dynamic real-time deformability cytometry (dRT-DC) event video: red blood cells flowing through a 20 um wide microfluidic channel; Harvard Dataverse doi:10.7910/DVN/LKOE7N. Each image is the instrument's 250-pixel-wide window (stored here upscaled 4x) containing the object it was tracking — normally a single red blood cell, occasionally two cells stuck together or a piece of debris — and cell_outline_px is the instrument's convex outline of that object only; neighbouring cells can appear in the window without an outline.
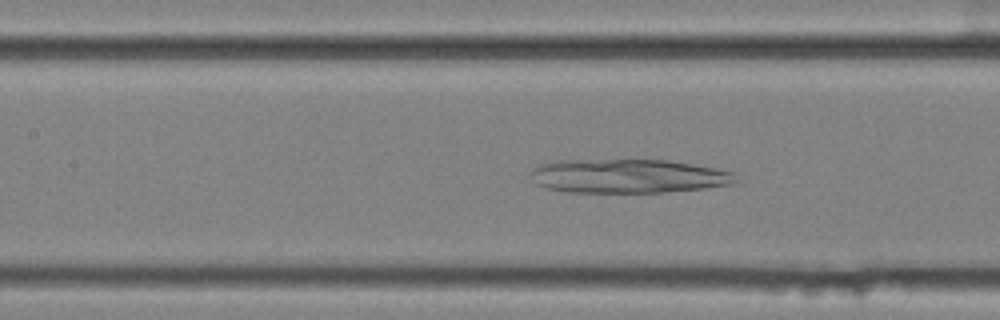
{"species": "common noctule bat (a hibernating species)", "species_latin": "Nyctalus noctula", "temperature_condition": "cold", "stored_images_in_passage": 38, "camera_frame_rate_fps": 3000, "um_per_image_px": 0.085, "animal": {"sex": "female", "body_mass_g": 25.1}, "frame": {"image": 1, "passage_image": 8, "time_ms": 2.333, "image_size_px": [1000, 320], "cell_outline_px": [[736, 180], [732, 184], [704, 188], [664, 192], [568, 192], [548, 188], [536, 184], [528, 172], [536, 164], [560, 160], [668, 160], [720, 168], [736, 172]], "centroid_in_image_um": [53.39, 14.96], "position_along_channel_um": 154.0, "area_um2": 40.92}}
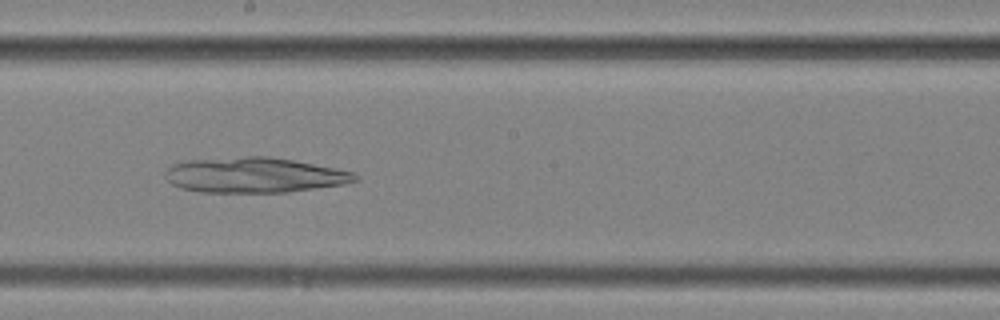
{"frame": {"image": 2, "passage_image": 14, "time_ms": 4.333, "image_size_px": [1000, 320], "cell_outline_px": [[360, 180], [344, 184], [288, 192], [200, 192], [180, 188], [172, 184], [164, 176], [164, 172], [172, 164], [184, 160], [244, 156], [268, 156], [292, 160], [352, 172], [360, 176]], "centroid_in_image_um": [21.57, 14.88], "position_along_channel_um": 226.6, "area_um2": 39.07}}
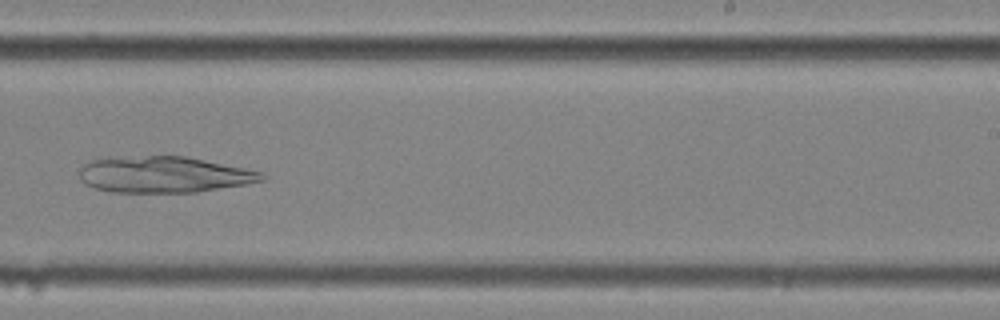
{"frame": {"image": 3, "passage_image": 18, "time_ms": 5.667, "image_size_px": [1000, 320], "cell_outline_px": [[264, 180], [248, 184], [196, 192], [112, 192], [96, 188], [84, 184], [80, 180], [80, 168], [88, 160], [148, 156], [184, 156], [244, 168], [260, 172], [264, 176]], "centroid_in_image_um": [13.91, 14.85], "position_along_channel_um": 275.1, "area_um2": 38.09}}